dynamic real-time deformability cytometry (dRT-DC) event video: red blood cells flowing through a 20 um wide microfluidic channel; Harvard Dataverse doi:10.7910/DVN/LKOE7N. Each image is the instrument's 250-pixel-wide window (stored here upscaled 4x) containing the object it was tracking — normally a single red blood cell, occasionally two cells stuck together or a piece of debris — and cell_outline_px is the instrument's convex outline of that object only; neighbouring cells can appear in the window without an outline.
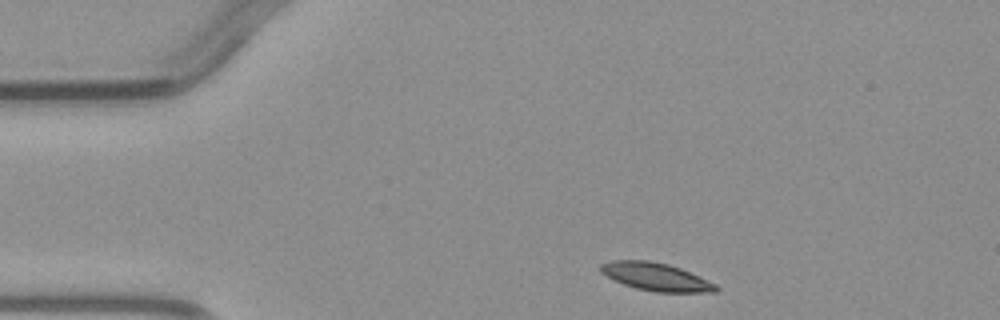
{"species": "common noctule bat (a hibernating species)", "species_latin": "Nyctalus noctula", "temperature_condition": "warm", "stored_images_in_passage": 3, "camera_frame_rate_fps": 3000, "um_per_image_px": 0.085, "animal": {"sex": "male", "body_mass_g": 23.1, "forearm_length_mm": 52.7}, "frame": {"image": 1, "passage_image": 1, "time_ms": 0.0, "image_size_px": [1000, 320], "cell_outline_px": [[720, 288], [716, 292], [656, 292], [636, 288], [624, 284], [600, 272], [600, 264], [612, 260], [648, 260], [668, 264], [680, 268], [716, 284]], "centroid_in_image_um": [55.76, 23.52], "position_along_channel_um": 29.2, "area_um2": 18.55}}
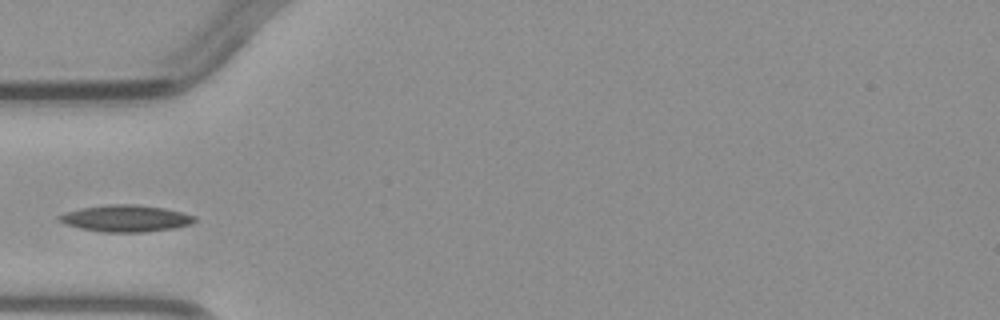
{"frame": {"image": 2, "passage_image": 3, "time_ms": 2.333, "image_size_px": [1000, 320], "cell_outline_px": [[196, 220], [192, 224], [172, 228], [148, 232], [104, 232], [80, 228], [56, 220], [56, 216], [80, 208], [108, 204], [136, 204], [164, 208], [196, 216]], "centroid_in_image_um": [10.69, 18.56], "position_along_channel_um": 74.3, "area_um2": 21.04}}